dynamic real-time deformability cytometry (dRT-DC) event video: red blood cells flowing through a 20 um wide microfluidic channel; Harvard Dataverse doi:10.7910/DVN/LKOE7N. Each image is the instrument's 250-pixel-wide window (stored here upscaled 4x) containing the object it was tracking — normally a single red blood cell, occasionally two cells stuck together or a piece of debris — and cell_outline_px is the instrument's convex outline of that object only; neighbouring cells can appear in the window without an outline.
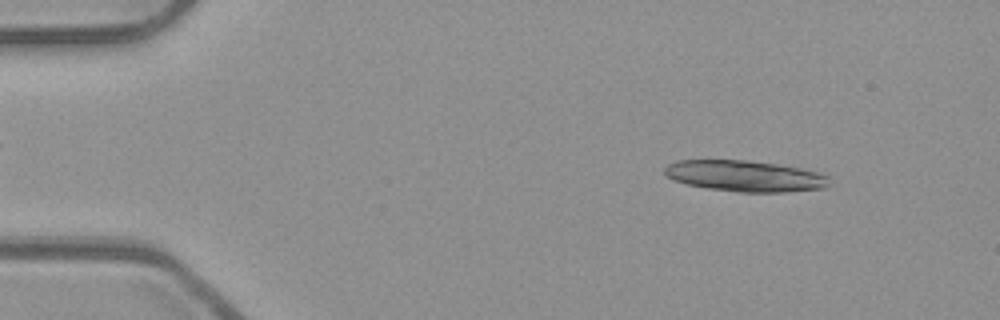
{"species": "common noctule bat (a hibernating species)", "species_latin": "Nyctalus noctula", "temperature_condition": "room temperature", "stored_images_in_passage": 16, "camera_frame_rate_fps": 3000, "um_per_image_px": 0.085, "animal": {"sex": "male", "body_mass_g": 23.1, "forearm_length_mm": 52.7}, "frame": {"image": 1, "passage_image": 3, "time_ms": 0.667, "image_size_px": [1000, 320], "cell_outline_px": [[828, 184], [824, 188], [784, 192], [740, 192], [708, 188], [688, 184], [676, 180], [668, 176], [664, 172], [664, 168], [668, 164], [676, 160], [744, 160], [776, 164], [800, 168], [816, 172], [828, 176]], "centroid_in_image_um": [63.31, 14.96], "position_along_channel_um": 21.7, "area_um2": 29.48}}
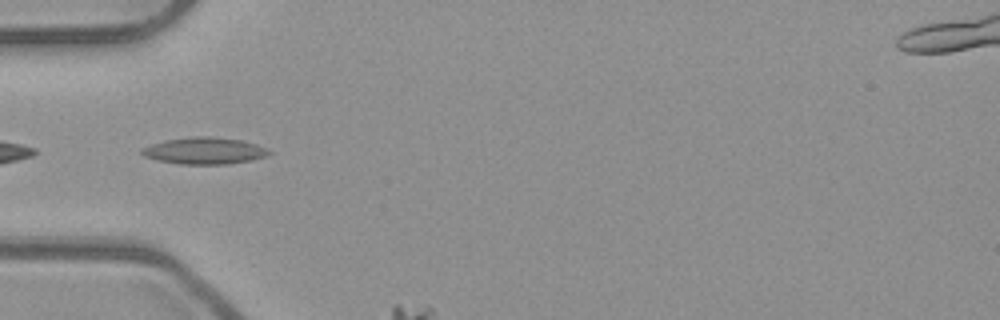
{"frame": {"image": 2, "passage_image": 14, "time_ms": 4.333, "image_size_px": [1000, 320], "cell_outline_px": [[272, 152], [264, 156], [252, 160], [228, 164], [180, 164], [156, 160], [144, 156], [140, 152], [140, 148], [164, 140], [192, 136], [212, 136], [240, 140], [256, 144]], "centroid_in_image_um": [17.32, 12.81], "position_along_channel_um": 67.7, "area_um2": 19.83}}